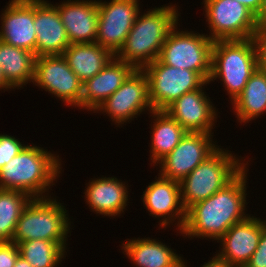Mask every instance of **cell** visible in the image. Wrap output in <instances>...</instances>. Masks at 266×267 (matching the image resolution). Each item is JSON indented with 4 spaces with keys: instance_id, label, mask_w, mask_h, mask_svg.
Masks as SVG:
<instances>
[{
    "instance_id": "24",
    "label": "cell",
    "mask_w": 266,
    "mask_h": 267,
    "mask_svg": "<svg viewBox=\"0 0 266 267\" xmlns=\"http://www.w3.org/2000/svg\"><path fill=\"white\" fill-rule=\"evenodd\" d=\"M151 114L156 119H154L151 127V149L149 152L153 166H158L157 163L171 153L187 134V131L164 110H153Z\"/></svg>"
},
{
    "instance_id": "31",
    "label": "cell",
    "mask_w": 266,
    "mask_h": 267,
    "mask_svg": "<svg viewBox=\"0 0 266 267\" xmlns=\"http://www.w3.org/2000/svg\"><path fill=\"white\" fill-rule=\"evenodd\" d=\"M20 254L19 247L14 242H0V267H14Z\"/></svg>"
},
{
    "instance_id": "36",
    "label": "cell",
    "mask_w": 266,
    "mask_h": 267,
    "mask_svg": "<svg viewBox=\"0 0 266 267\" xmlns=\"http://www.w3.org/2000/svg\"><path fill=\"white\" fill-rule=\"evenodd\" d=\"M0 89L1 90H12L14 89L7 81H6V78H5V75L3 73V69L0 65Z\"/></svg>"
},
{
    "instance_id": "22",
    "label": "cell",
    "mask_w": 266,
    "mask_h": 267,
    "mask_svg": "<svg viewBox=\"0 0 266 267\" xmlns=\"http://www.w3.org/2000/svg\"><path fill=\"white\" fill-rule=\"evenodd\" d=\"M122 250L136 267H187L180 255L157 239L133 238L122 244Z\"/></svg>"
},
{
    "instance_id": "19",
    "label": "cell",
    "mask_w": 266,
    "mask_h": 267,
    "mask_svg": "<svg viewBox=\"0 0 266 267\" xmlns=\"http://www.w3.org/2000/svg\"><path fill=\"white\" fill-rule=\"evenodd\" d=\"M54 6L58 9L70 44L96 42L98 26L96 0H67Z\"/></svg>"
},
{
    "instance_id": "4",
    "label": "cell",
    "mask_w": 266,
    "mask_h": 267,
    "mask_svg": "<svg viewBox=\"0 0 266 267\" xmlns=\"http://www.w3.org/2000/svg\"><path fill=\"white\" fill-rule=\"evenodd\" d=\"M232 153L218 148L211 156L190 172L180 184L181 200L185 210L214 195L230 183L245 167Z\"/></svg>"
},
{
    "instance_id": "27",
    "label": "cell",
    "mask_w": 266,
    "mask_h": 267,
    "mask_svg": "<svg viewBox=\"0 0 266 267\" xmlns=\"http://www.w3.org/2000/svg\"><path fill=\"white\" fill-rule=\"evenodd\" d=\"M31 199L21 191L0 189V242L12 241L17 222Z\"/></svg>"
},
{
    "instance_id": "3",
    "label": "cell",
    "mask_w": 266,
    "mask_h": 267,
    "mask_svg": "<svg viewBox=\"0 0 266 267\" xmlns=\"http://www.w3.org/2000/svg\"><path fill=\"white\" fill-rule=\"evenodd\" d=\"M61 159L39 146L26 145L0 171V189L16 190L32 198L49 197L46 191L61 173ZM44 193V194H43ZM47 194V195H45Z\"/></svg>"
},
{
    "instance_id": "12",
    "label": "cell",
    "mask_w": 266,
    "mask_h": 267,
    "mask_svg": "<svg viewBox=\"0 0 266 267\" xmlns=\"http://www.w3.org/2000/svg\"><path fill=\"white\" fill-rule=\"evenodd\" d=\"M139 0L97 1L96 42L116 55L122 48L140 11Z\"/></svg>"
},
{
    "instance_id": "34",
    "label": "cell",
    "mask_w": 266,
    "mask_h": 267,
    "mask_svg": "<svg viewBox=\"0 0 266 267\" xmlns=\"http://www.w3.org/2000/svg\"><path fill=\"white\" fill-rule=\"evenodd\" d=\"M255 19L258 27H266V0H262L261 8Z\"/></svg>"
},
{
    "instance_id": "32",
    "label": "cell",
    "mask_w": 266,
    "mask_h": 267,
    "mask_svg": "<svg viewBox=\"0 0 266 267\" xmlns=\"http://www.w3.org/2000/svg\"><path fill=\"white\" fill-rule=\"evenodd\" d=\"M245 267H266V225L262 228L258 247Z\"/></svg>"
},
{
    "instance_id": "23",
    "label": "cell",
    "mask_w": 266,
    "mask_h": 267,
    "mask_svg": "<svg viewBox=\"0 0 266 267\" xmlns=\"http://www.w3.org/2000/svg\"><path fill=\"white\" fill-rule=\"evenodd\" d=\"M63 56L72 71L84 83L98 74L115 55L94 42L70 44Z\"/></svg>"
},
{
    "instance_id": "28",
    "label": "cell",
    "mask_w": 266,
    "mask_h": 267,
    "mask_svg": "<svg viewBox=\"0 0 266 267\" xmlns=\"http://www.w3.org/2000/svg\"><path fill=\"white\" fill-rule=\"evenodd\" d=\"M20 255L30 263L32 267H57L66 256L59 243L48 240L34 239L18 244Z\"/></svg>"
},
{
    "instance_id": "18",
    "label": "cell",
    "mask_w": 266,
    "mask_h": 267,
    "mask_svg": "<svg viewBox=\"0 0 266 267\" xmlns=\"http://www.w3.org/2000/svg\"><path fill=\"white\" fill-rule=\"evenodd\" d=\"M36 57L63 55L70 45L58 9L46 0H34Z\"/></svg>"
},
{
    "instance_id": "37",
    "label": "cell",
    "mask_w": 266,
    "mask_h": 267,
    "mask_svg": "<svg viewBox=\"0 0 266 267\" xmlns=\"http://www.w3.org/2000/svg\"><path fill=\"white\" fill-rule=\"evenodd\" d=\"M14 267H32L28 261L24 259L20 254L16 260Z\"/></svg>"
},
{
    "instance_id": "8",
    "label": "cell",
    "mask_w": 266,
    "mask_h": 267,
    "mask_svg": "<svg viewBox=\"0 0 266 267\" xmlns=\"http://www.w3.org/2000/svg\"><path fill=\"white\" fill-rule=\"evenodd\" d=\"M147 75L153 110H165L185 93L200 89L207 81L189 69L168 66L159 59L143 68Z\"/></svg>"
},
{
    "instance_id": "13",
    "label": "cell",
    "mask_w": 266,
    "mask_h": 267,
    "mask_svg": "<svg viewBox=\"0 0 266 267\" xmlns=\"http://www.w3.org/2000/svg\"><path fill=\"white\" fill-rule=\"evenodd\" d=\"M211 134L187 132L171 153L158 163V174L178 182L184 179L219 148Z\"/></svg>"
},
{
    "instance_id": "16",
    "label": "cell",
    "mask_w": 266,
    "mask_h": 267,
    "mask_svg": "<svg viewBox=\"0 0 266 267\" xmlns=\"http://www.w3.org/2000/svg\"><path fill=\"white\" fill-rule=\"evenodd\" d=\"M200 89L185 93L164 111L174 118L187 132L212 133L217 119V110L206 96L204 86Z\"/></svg>"
},
{
    "instance_id": "2",
    "label": "cell",
    "mask_w": 266,
    "mask_h": 267,
    "mask_svg": "<svg viewBox=\"0 0 266 267\" xmlns=\"http://www.w3.org/2000/svg\"><path fill=\"white\" fill-rule=\"evenodd\" d=\"M140 11L126 40L115 55L134 69H143L158 59L171 29L178 23L177 7H155L144 14Z\"/></svg>"
},
{
    "instance_id": "9",
    "label": "cell",
    "mask_w": 266,
    "mask_h": 267,
    "mask_svg": "<svg viewBox=\"0 0 266 267\" xmlns=\"http://www.w3.org/2000/svg\"><path fill=\"white\" fill-rule=\"evenodd\" d=\"M209 38L218 40L250 39L257 31L255 15L236 0H204Z\"/></svg>"
},
{
    "instance_id": "6",
    "label": "cell",
    "mask_w": 266,
    "mask_h": 267,
    "mask_svg": "<svg viewBox=\"0 0 266 267\" xmlns=\"http://www.w3.org/2000/svg\"><path fill=\"white\" fill-rule=\"evenodd\" d=\"M57 199L32 198L17 222L12 241L17 245L27 240L41 239L59 243L66 249L71 222L63 203Z\"/></svg>"
},
{
    "instance_id": "15",
    "label": "cell",
    "mask_w": 266,
    "mask_h": 267,
    "mask_svg": "<svg viewBox=\"0 0 266 267\" xmlns=\"http://www.w3.org/2000/svg\"><path fill=\"white\" fill-rule=\"evenodd\" d=\"M159 177L146 187L142 195L143 204L151 216L159 219L161 228H166L177 219L180 231L185 222L186 210L181 200L180 184L178 181ZM173 221V222H172Z\"/></svg>"
},
{
    "instance_id": "1",
    "label": "cell",
    "mask_w": 266,
    "mask_h": 267,
    "mask_svg": "<svg viewBox=\"0 0 266 267\" xmlns=\"http://www.w3.org/2000/svg\"><path fill=\"white\" fill-rule=\"evenodd\" d=\"M247 166L225 187L209 198L200 201L186 210L183 228L179 233L188 238H209L219 240L227 230L249 214L247 205ZM207 237V238H206Z\"/></svg>"
},
{
    "instance_id": "10",
    "label": "cell",
    "mask_w": 266,
    "mask_h": 267,
    "mask_svg": "<svg viewBox=\"0 0 266 267\" xmlns=\"http://www.w3.org/2000/svg\"><path fill=\"white\" fill-rule=\"evenodd\" d=\"M32 83L60 98L66 105L81 109L83 83L63 55L36 57Z\"/></svg>"
},
{
    "instance_id": "30",
    "label": "cell",
    "mask_w": 266,
    "mask_h": 267,
    "mask_svg": "<svg viewBox=\"0 0 266 267\" xmlns=\"http://www.w3.org/2000/svg\"><path fill=\"white\" fill-rule=\"evenodd\" d=\"M252 40L256 49L257 69L266 72V27H258Z\"/></svg>"
},
{
    "instance_id": "29",
    "label": "cell",
    "mask_w": 266,
    "mask_h": 267,
    "mask_svg": "<svg viewBox=\"0 0 266 267\" xmlns=\"http://www.w3.org/2000/svg\"><path fill=\"white\" fill-rule=\"evenodd\" d=\"M21 143L14 136L0 134V171L25 148L26 145Z\"/></svg>"
},
{
    "instance_id": "14",
    "label": "cell",
    "mask_w": 266,
    "mask_h": 267,
    "mask_svg": "<svg viewBox=\"0 0 266 267\" xmlns=\"http://www.w3.org/2000/svg\"><path fill=\"white\" fill-rule=\"evenodd\" d=\"M265 225V220L251 215L234 224L217 241L222 247L215 255L231 267H245L258 247Z\"/></svg>"
},
{
    "instance_id": "7",
    "label": "cell",
    "mask_w": 266,
    "mask_h": 267,
    "mask_svg": "<svg viewBox=\"0 0 266 267\" xmlns=\"http://www.w3.org/2000/svg\"><path fill=\"white\" fill-rule=\"evenodd\" d=\"M177 25L169 32L158 59L171 67L198 72L208 82L214 41L207 34L177 31Z\"/></svg>"
},
{
    "instance_id": "21",
    "label": "cell",
    "mask_w": 266,
    "mask_h": 267,
    "mask_svg": "<svg viewBox=\"0 0 266 267\" xmlns=\"http://www.w3.org/2000/svg\"><path fill=\"white\" fill-rule=\"evenodd\" d=\"M85 189V201L96 214L118 216L128 205V190L125 182L116 177L95 178Z\"/></svg>"
},
{
    "instance_id": "5",
    "label": "cell",
    "mask_w": 266,
    "mask_h": 267,
    "mask_svg": "<svg viewBox=\"0 0 266 267\" xmlns=\"http://www.w3.org/2000/svg\"><path fill=\"white\" fill-rule=\"evenodd\" d=\"M256 69L257 56L252 38L214 41L208 82L217 78L224 82L230 103L242 92Z\"/></svg>"
},
{
    "instance_id": "33",
    "label": "cell",
    "mask_w": 266,
    "mask_h": 267,
    "mask_svg": "<svg viewBox=\"0 0 266 267\" xmlns=\"http://www.w3.org/2000/svg\"><path fill=\"white\" fill-rule=\"evenodd\" d=\"M236 1L247 7L255 16L258 14L262 5V0H236Z\"/></svg>"
},
{
    "instance_id": "20",
    "label": "cell",
    "mask_w": 266,
    "mask_h": 267,
    "mask_svg": "<svg viewBox=\"0 0 266 267\" xmlns=\"http://www.w3.org/2000/svg\"><path fill=\"white\" fill-rule=\"evenodd\" d=\"M134 68L114 56L111 61L93 78L82 85V110L94 113L99 105L110 97L130 75Z\"/></svg>"
},
{
    "instance_id": "17",
    "label": "cell",
    "mask_w": 266,
    "mask_h": 267,
    "mask_svg": "<svg viewBox=\"0 0 266 267\" xmlns=\"http://www.w3.org/2000/svg\"><path fill=\"white\" fill-rule=\"evenodd\" d=\"M2 12L0 40L36 56L34 0H10Z\"/></svg>"
},
{
    "instance_id": "11",
    "label": "cell",
    "mask_w": 266,
    "mask_h": 267,
    "mask_svg": "<svg viewBox=\"0 0 266 267\" xmlns=\"http://www.w3.org/2000/svg\"><path fill=\"white\" fill-rule=\"evenodd\" d=\"M153 111L149 100L148 79L143 69H134L122 85L95 110L105 112L120 125L132 121L143 111ZM137 115V116H136Z\"/></svg>"
},
{
    "instance_id": "35",
    "label": "cell",
    "mask_w": 266,
    "mask_h": 267,
    "mask_svg": "<svg viewBox=\"0 0 266 267\" xmlns=\"http://www.w3.org/2000/svg\"><path fill=\"white\" fill-rule=\"evenodd\" d=\"M201 267H231L225 261L218 258L216 255L212 257L207 263L205 262L204 265Z\"/></svg>"
},
{
    "instance_id": "25",
    "label": "cell",
    "mask_w": 266,
    "mask_h": 267,
    "mask_svg": "<svg viewBox=\"0 0 266 267\" xmlns=\"http://www.w3.org/2000/svg\"><path fill=\"white\" fill-rule=\"evenodd\" d=\"M231 104L240 123L247 124L266 113V72L256 69Z\"/></svg>"
},
{
    "instance_id": "26",
    "label": "cell",
    "mask_w": 266,
    "mask_h": 267,
    "mask_svg": "<svg viewBox=\"0 0 266 267\" xmlns=\"http://www.w3.org/2000/svg\"><path fill=\"white\" fill-rule=\"evenodd\" d=\"M35 54L0 40V65L6 81L14 88L33 82ZM20 87V88H19Z\"/></svg>"
}]
</instances>
